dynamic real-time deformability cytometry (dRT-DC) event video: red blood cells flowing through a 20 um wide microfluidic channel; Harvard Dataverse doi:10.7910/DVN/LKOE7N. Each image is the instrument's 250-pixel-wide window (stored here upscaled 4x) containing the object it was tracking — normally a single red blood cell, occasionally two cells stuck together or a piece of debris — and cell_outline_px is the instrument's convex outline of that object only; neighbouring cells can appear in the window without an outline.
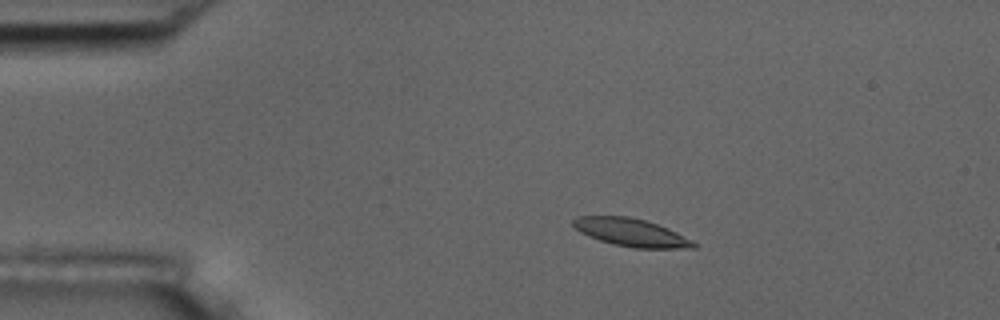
{"species": "common noctule bat (a hibernating species)", "species_latin": "Nyctalus noctula", "temperature_condition": "room temperature", "stored_images_in_passage": 9, "camera_frame_rate_fps": 3000, "um_per_image_px": 0.085, "animal": {"sex": "male", "body_mass_g": 17.5, "forearm_length_mm": 52.3}, "frame": {"image": 1, "passage_image": 3, "time_ms": 2.333, "image_size_px": [1000, 320], "cell_outline_px": [[696, 248], [632, 248], [612, 244], [588, 236], [580, 232], [572, 224], [572, 220], [576, 216], [628, 216], [644, 220], [668, 228], [692, 240], [696, 244]], "centroid_in_image_um": [53.62, 19.76], "position_along_channel_um": 31.4, "area_um2": 19.48}}
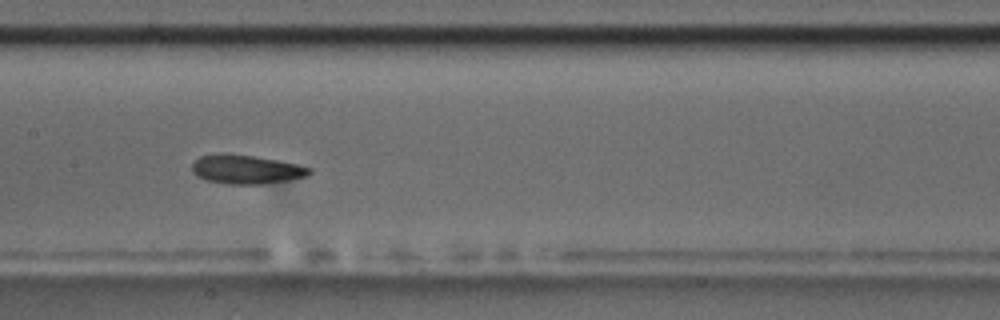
{"frame": {"image": 2, "passage_image": 8, "time_ms": 8.0, "image_size_px": [1000, 320], "cell_outline_px": [[312, 172], [304, 176], [288, 180], [260, 184], [228, 184], [208, 180], [196, 176], [192, 172], [192, 164], [200, 156], [252, 156], [276, 160], [296, 164], [312, 168]], "centroid_in_image_um": [20.95, 14.44], "position_along_channel_um": 186.4, "area_um2": 18.9}}
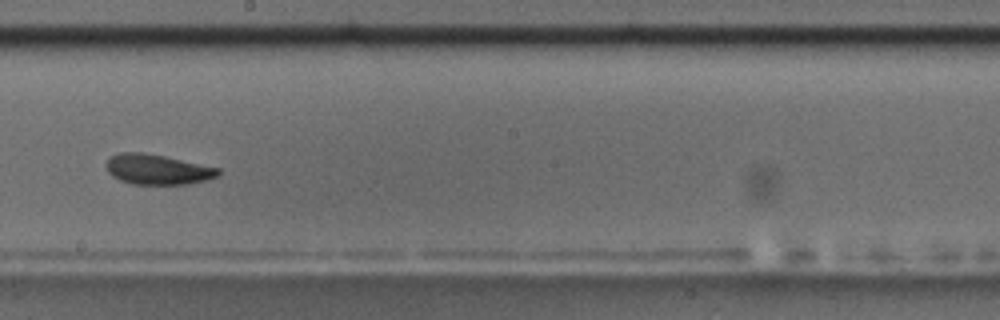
{"frame": {"image": 3, "passage_image": 9, "time_ms": 9.333, "image_size_px": [1000, 320], "cell_outline_px": [[220, 176], [208, 180], [188, 184], [132, 184], [120, 180], [112, 176], [108, 172], [104, 164], [112, 156], [120, 152], [140, 152], [164, 156], [220, 168]], "centroid_in_image_um": [13.4, 14.41], "position_along_channel_um": 234.8, "area_um2": 19.77}}